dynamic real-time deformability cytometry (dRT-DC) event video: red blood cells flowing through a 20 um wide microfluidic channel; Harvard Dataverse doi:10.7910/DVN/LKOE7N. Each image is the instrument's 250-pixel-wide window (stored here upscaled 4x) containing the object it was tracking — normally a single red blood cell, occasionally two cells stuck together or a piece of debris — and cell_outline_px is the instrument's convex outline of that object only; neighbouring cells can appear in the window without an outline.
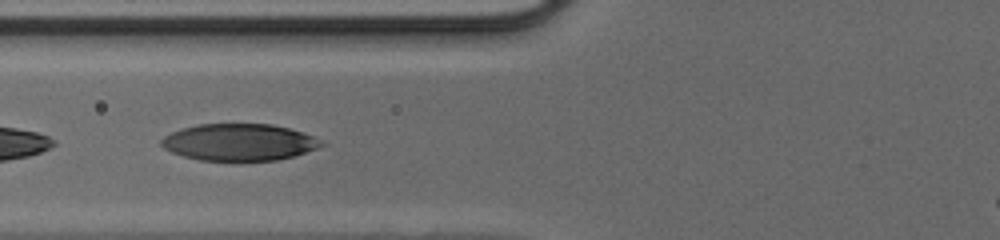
{"species": "human", "species_latin": "Homo sapiens", "temperature_condition": "cold", "stored_images_in_passage": 24, "segment_of_instrument_passage": [2, 2], "camera_frame_rate_fps": 3000, "um_per_image_px": 0.085, "donor": {"sex": "male"}, "frame": {"image": 1, "passage_image": 22, "time_ms": 7.0, "image_size_px": [1000, 240], "cell_outline_px": [[328, 144], [280, 160], [200, 160], [184, 156], [172, 152], [164, 148], [160, 144], [160, 140], [164, 136], [172, 132], [196, 124], [272, 124], [288, 128], [312, 136]], "centroid_in_image_um": [20.31, 12.08], "position_along_channel_um": 105.5, "area_um2": 34.04}}